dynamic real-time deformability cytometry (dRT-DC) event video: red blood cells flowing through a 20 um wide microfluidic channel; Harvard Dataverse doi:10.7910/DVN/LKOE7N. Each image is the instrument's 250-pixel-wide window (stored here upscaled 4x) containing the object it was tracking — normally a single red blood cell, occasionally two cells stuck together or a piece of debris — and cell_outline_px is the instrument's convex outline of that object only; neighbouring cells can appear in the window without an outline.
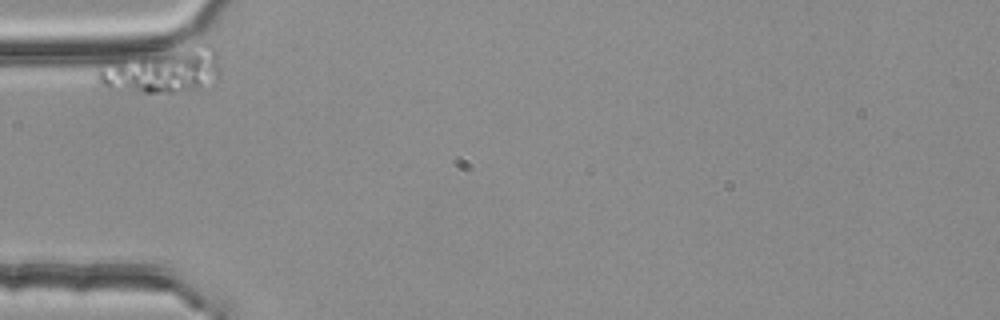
{"species": "common noctule bat (a hibernating species)", "species_latin": "Nyctalus noctula", "temperature_condition": "room temperature", "stored_images_in_passage": 36, "camera_frame_rate_fps": 3000, "um_per_image_px": 0.085, "animal": {"sex": "female", "body_mass_g": 25.1}, "frame": {"image": 1, "passage_image": 1, "time_ms": 0.0, "image_size_px": [1000, 320], "cell_outline_px": [[220, 76], [200, 88], [172, 92], [144, 92], [108, 88], [100, 84], [96, 80], [96, 72], [100, 68], [144, 56], [204, 44], [208, 44], [220, 56]], "centroid_in_image_um": [13.94, 6.04], "position_along_channel_um": 71.1, "area_um2": 30.4}}
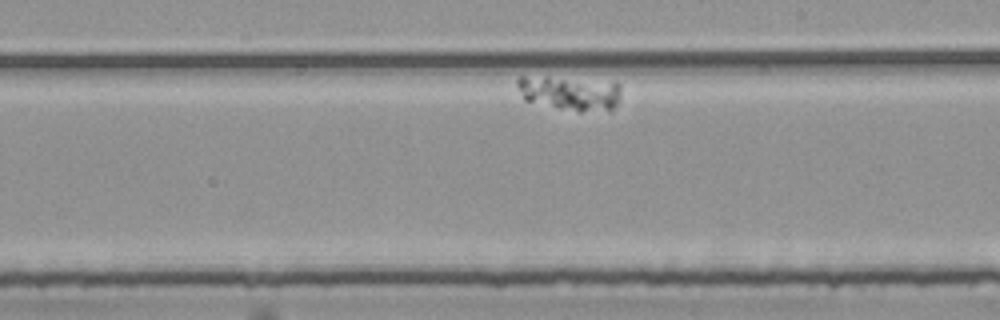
{"frame": {"image": 2, "passage_image": 21, "time_ms": 6.667, "image_size_px": [1000, 320], "cell_outline_px": [[620, 100], [612, 112], [580, 112], [560, 108], [524, 100], [516, 84], [516, 80], [520, 76], [548, 76], [616, 80], [620, 84]], "centroid_in_image_um": [48.55, 7.89], "position_along_channel_um": 240.5, "area_um2": 21.96}}
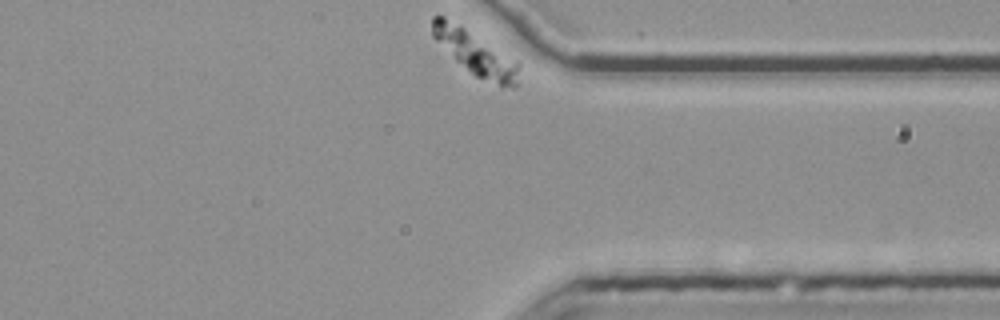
{"frame": {"image": 3, "passage_image": 36, "time_ms": 11.667, "image_size_px": [1000, 320], "cell_outline_px": [[520, 64], [516, 84], [512, 88], [500, 88], [476, 76], [456, 60], [432, 36], [432, 16], [444, 16], [520, 60]], "centroid_in_image_um": [40.5, 4.54], "position_along_channel_um": 370.9, "area_um2": 22.37}}